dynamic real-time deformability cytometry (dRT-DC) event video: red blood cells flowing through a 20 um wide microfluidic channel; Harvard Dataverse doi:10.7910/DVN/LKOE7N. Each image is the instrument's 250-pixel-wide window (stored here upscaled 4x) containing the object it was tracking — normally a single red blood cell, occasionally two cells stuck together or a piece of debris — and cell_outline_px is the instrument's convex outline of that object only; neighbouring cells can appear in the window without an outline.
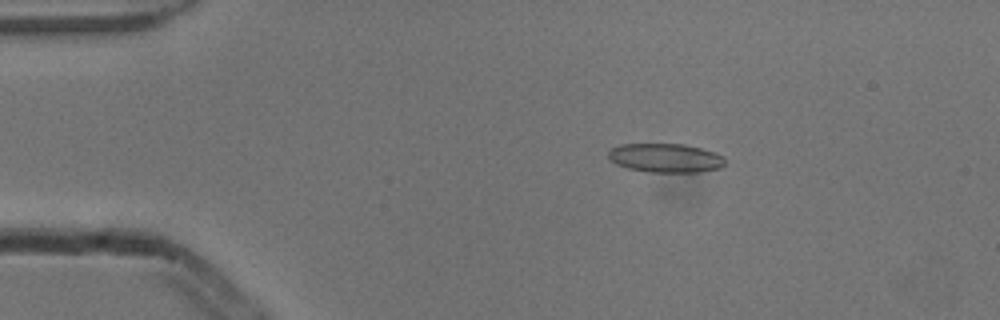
{"species": "common noctule bat (a hibernating species)", "species_latin": "Nyctalus noctula", "temperature_condition": "cold", "stored_images_in_passage": 50, "camera_frame_rate_fps": 3000, "um_per_image_px": 0.085, "animal": {"sex": "male", "body_mass_g": 13.3}, "frame": {"image": 1, "passage_image": 6, "time_ms": 1.667, "image_size_px": [1000, 320], "cell_outline_px": [[724, 164], [720, 168], [696, 172], [652, 172], [628, 168], [616, 164], [608, 156], [608, 152], [612, 148], [620, 144], [684, 144], [716, 152], [724, 156]], "centroid_in_image_um": [56.58, 13.42], "position_along_channel_um": 28.4, "area_um2": 19.59}}
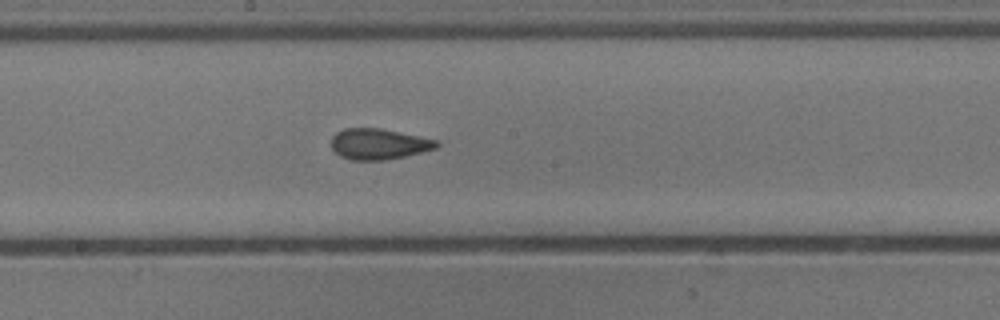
{"frame": {"image": 2, "passage_image": 25, "time_ms": 8.0, "image_size_px": [1000, 320], "cell_outline_px": [[440, 144], [436, 148], [404, 156], [384, 160], [352, 160], [340, 156], [332, 148], [332, 136], [336, 132], [344, 128], [380, 128], [436, 140]], "centroid_in_image_um": [32.15, 12.24], "position_along_channel_um": 216.0, "area_um2": 18.67}}
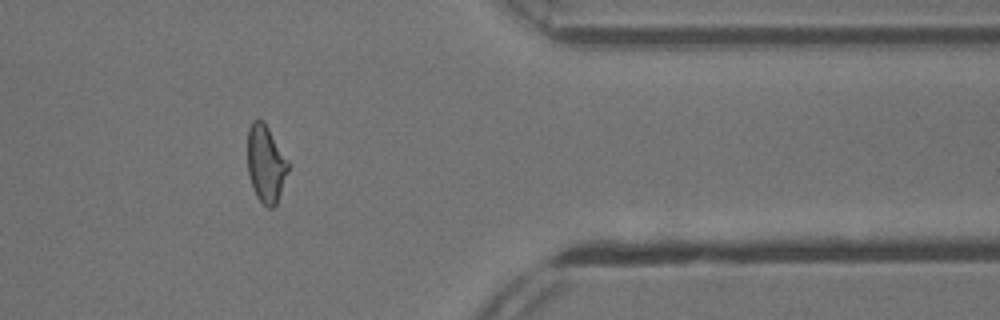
{"frame": {"image": 3, "passage_image": 40, "time_ms": 13.0, "image_size_px": [1000, 320], "cell_outline_px": [[288, 172], [276, 204], [272, 208], [268, 208], [256, 196], [248, 172], [248, 128], [252, 120], [264, 120], [288, 160]], "centroid_in_image_um": [22.59, 13.89], "position_along_channel_um": 388.8, "area_um2": 18.15}, "authors_computed_cell_mechanics": {"area_um2": 18.8428, "velocity_mm_per_s": 3.8651, "shape_relaxation_time_tau1_ms": 4.7445, "shape_relaxation_time_tau2_ms": 1.4945, "deformation_change_tau1": 0.1544, "deformation_change_tau2": 0.0994}}